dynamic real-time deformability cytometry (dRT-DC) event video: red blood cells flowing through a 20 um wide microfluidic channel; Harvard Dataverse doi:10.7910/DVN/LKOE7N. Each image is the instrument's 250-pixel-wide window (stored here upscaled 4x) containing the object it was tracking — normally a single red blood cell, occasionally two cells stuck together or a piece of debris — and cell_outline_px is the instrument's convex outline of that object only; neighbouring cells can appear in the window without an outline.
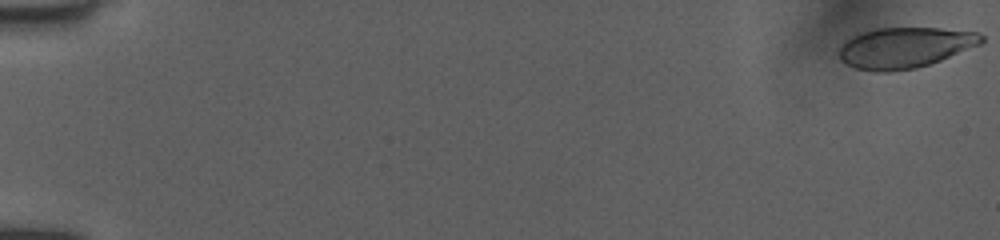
{"species": "human", "species_latin": "Homo sapiens", "temperature_condition": "room temperature", "stored_images_in_passage": 53, "camera_frame_rate_fps": 3000, "um_per_image_px": 0.085, "donor": {"sex": "female"}, "frame": {"image": 1, "passage_image": 1, "time_ms": 0.0, "image_size_px": [1000, 240], "cell_outline_px": [[984, 40], [980, 44], [940, 60], [916, 68], [888, 72], [876, 72], [856, 68], [840, 60], [840, 48], [844, 40], [860, 32], [876, 28], [940, 28], [980, 32], [984, 36]], "centroid_in_image_um": [76.9, 4.04], "position_along_channel_um": 8.1, "area_um2": 33.76}}
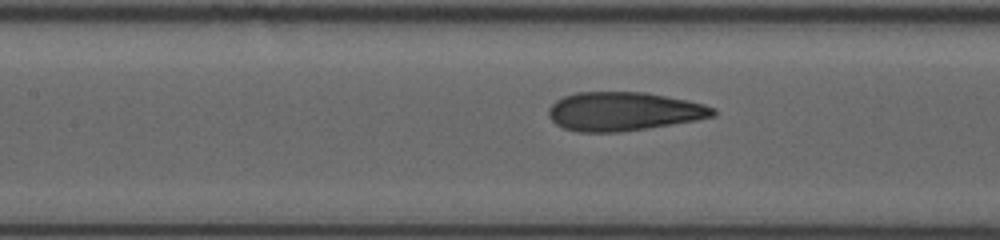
{"frame": {"image": 2, "passage_image": 26, "time_ms": 8.333, "image_size_px": [1000, 240], "cell_outline_px": [[716, 116], [696, 120], [644, 128], [616, 132], [580, 132], [564, 128], [556, 124], [548, 116], [548, 108], [556, 100], [564, 96], [576, 92], [644, 92], [688, 100], [704, 104], [716, 108]], "centroid_in_image_um": [53.0, 9.46], "position_along_channel_um": 154.4, "area_um2": 36.99}}
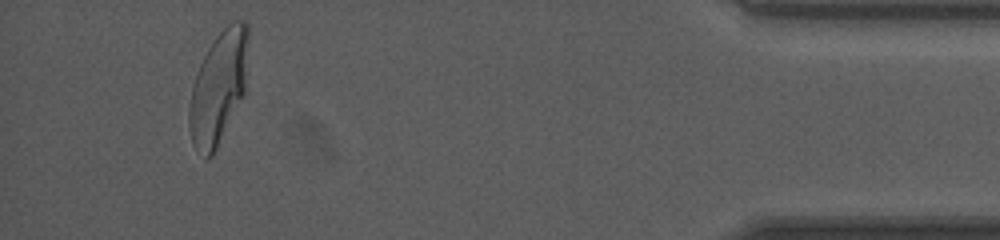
{"frame": {"image": 3, "passage_image": 50, "time_ms": 16.333, "image_size_px": [1000, 240], "cell_outline_px": [[248, 40], [244, 96], [212, 156], [204, 160], [192, 140], [188, 124], [188, 108], [192, 88], [200, 64], [208, 48], [216, 36], [232, 20], [244, 20], [248, 24]], "centroid_in_image_um": [18.58, 7.43], "position_along_channel_um": 416.6, "area_um2": 38.55}, "authors_computed_cell_mechanics": {"area_um2": 36.992, "velocity_mm_per_s": 4.0017, "shape_relaxation_time_tau1_ms": 6.7456, "shape_relaxation_time_tau2_ms": null, "deformation_change_tau1": 0.2492, "deformation_change_tau2": null}}